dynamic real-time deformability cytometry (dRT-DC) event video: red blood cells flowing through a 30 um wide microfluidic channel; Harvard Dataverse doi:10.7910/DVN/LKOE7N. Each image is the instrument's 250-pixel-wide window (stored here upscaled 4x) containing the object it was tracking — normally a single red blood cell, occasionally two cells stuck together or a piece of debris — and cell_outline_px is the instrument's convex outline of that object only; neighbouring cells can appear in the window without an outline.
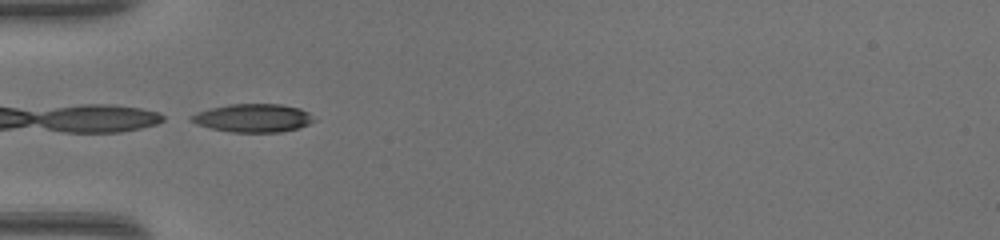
{"species": "common noctule bat (a hibernating species)", "species_latin": "Nyctalus noctula", "temperature_condition": "warm", "stored_images_in_passage": 14, "camera_frame_rate_fps": 3000, "um_per_image_px": 0.085, "animal": {"sex": "female", "body_mass_g": 17.0, "forearm_length_mm": 48.0}, "frame": {"image": 1, "passage_image": 1, "time_ms": 0.0, "image_size_px": [1000, 240], "cell_outline_px": [[316, 120], [300, 128], [280, 132], [232, 132], [212, 128], [196, 124], [188, 120], [188, 116], [196, 112], [208, 108], [228, 104], [280, 104], [300, 108], [308, 112]], "centroid_in_image_um": [21.48, 10.02], "position_along_channel_um": 63.5, "area_um2": 20.4}}
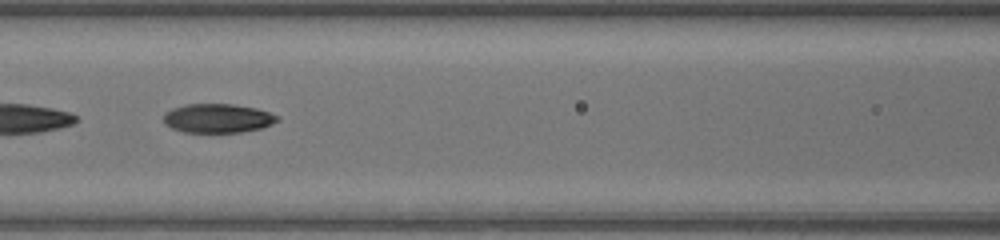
{"frame": {"image": 2, "passage_image": 7, "time_ms": 2.0, "image_size_px": [1000, 240], "cell_outline_px": [[280, 120], [272, 124], [260, 128], [244, 132], [184, 132], [172, 128], [164, 124], [164, 112], [172, 108], [184, 104], [232, 104], [256, 108], [280, 116]], "centroid_in_image_um": [18.5, 10.05], "position_along_channel_um": 148.1, "area_um2": 19.36}}
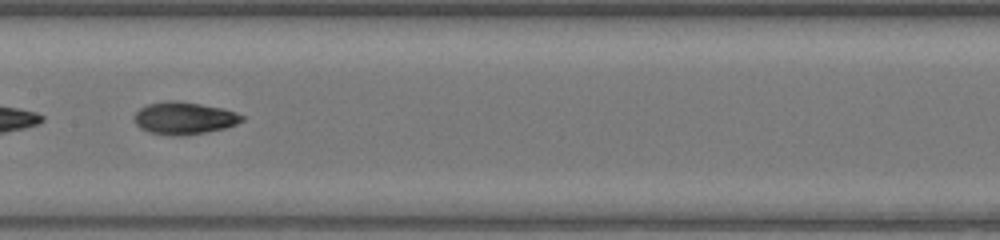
{"frame": {"image": 3, "passage_image": 10, "time_ms": 3.0, "image_size_px": [1000, 240], "cell_outline_px": [[244, 120], [236, 124], [224, 128], [184, 136], [168, 136], [148, 132], [140, 128], [136, 124], [136, 112], [140, 108], [148, 104], [168, 100], [176, 100], [224, 108], [236, 112], [244, 116]], "centroid_in_image_um": [15.66, 10.04], "position_along_channel_um": 191.7, "area_um2": 20.35}}